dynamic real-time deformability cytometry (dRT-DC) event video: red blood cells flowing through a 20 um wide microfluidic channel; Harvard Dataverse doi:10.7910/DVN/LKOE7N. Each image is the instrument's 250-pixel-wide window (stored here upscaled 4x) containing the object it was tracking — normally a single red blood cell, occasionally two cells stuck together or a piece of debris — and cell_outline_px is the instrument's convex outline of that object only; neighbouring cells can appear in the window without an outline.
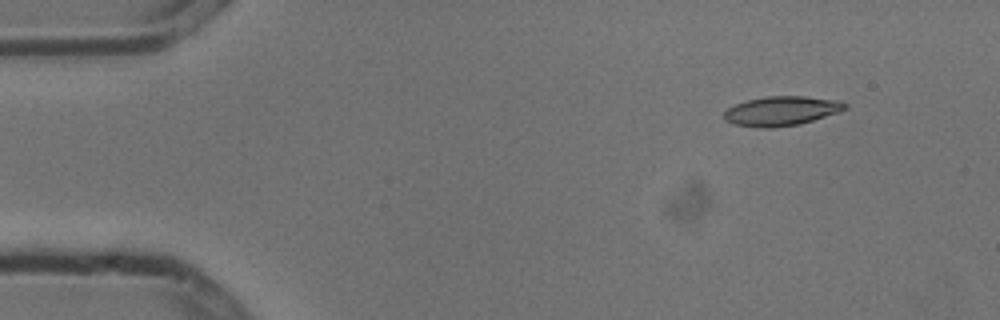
{"species": "common noctule bat (a hibernating species)", "species_latin": "Nyctalus noctula", "temperature_condition": "cold", "stored_images_in_passage": 4, "camera_frame_rate_fps": 3000, "um_per_image_px": 0.085, "animal": {"sex": "male", "body_mass_g": 13.3}, "frame": {"image": 1, "passage_image": 2, "time_ms": 0.333, "image_size_px": [1000, 320], "cell_outline_px": [[848, 108], [840, 112], [800, 124], [772, 128], [760, 128], [736, 124], [724, 120], [724, 112], [728, 108], [736, 104], [748, 100], [764, 96], [804, 96], [840, 100], [848, 104]], "centroid_in_image_um": [66.47, 9.43], "position_along_channel_um": 18.5, "area_um2": 20.87}}
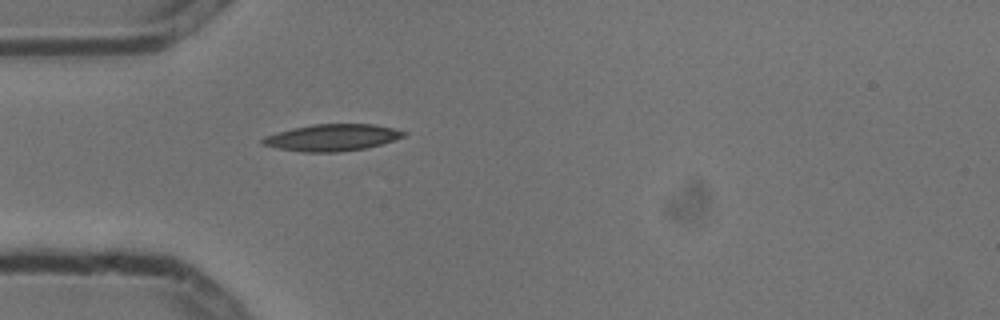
{"frame": {"image": 2, "passage_image": 4, "time_ms": 1.0, "image_size_px": [1000, 320], "cell_outline_px": [[408, 132], [404, 136], [380, 144], [364, 148], [340, 152], [300, 152], [276, 148], [260, 144], [260, 140], [264, 136], [276, 132], [292, 128], [312, 124], [372, 124], [392, 128]], "centroid_in_image_um": [28.15, 11.69], "position_along_channel_um": 56.9, "area_um2": 22.02}}